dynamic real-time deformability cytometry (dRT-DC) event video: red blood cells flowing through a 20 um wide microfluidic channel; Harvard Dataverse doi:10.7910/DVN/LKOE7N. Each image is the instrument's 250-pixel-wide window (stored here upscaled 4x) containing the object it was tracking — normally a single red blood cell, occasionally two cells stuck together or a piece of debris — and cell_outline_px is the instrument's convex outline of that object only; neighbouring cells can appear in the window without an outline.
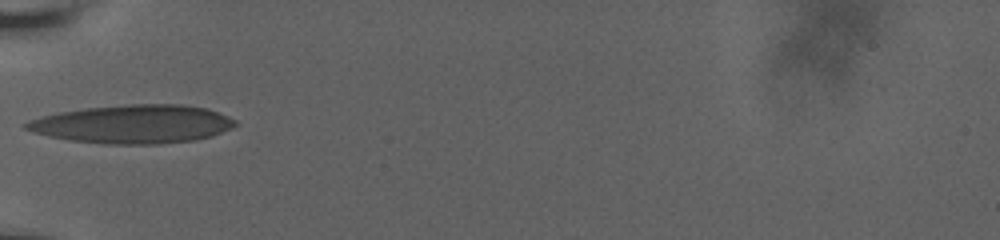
{"species": "human", "species_latin": "Homo sapiens", "temperature_condition": "room temperature", "stored_images_in_passage": 34, "camera_frame_rate_fps": 3000, "um_per_image_px": 0.085, "donor": {"sex": "male"}, "frame": {"image": 1, "passage_image": 1, "time_ms": 0.0, "image_size_px": [1000, 240], "cell_outline_px": [[240, 124], [232, 128], [212, 136], [196, 140], [156, 144], [104, 144], [68, 140], [48, 136], [24, 128], [24, 124], [28, 120], [40, 116], [60, 112], [84, 108], [128, 104], [184, 104], [208, 108], [228, 116], [236, 120]], "centroid_in_image_um": [11.34, 10.54], "position_along_channel_um": 73.7, "area_um2": 47.22}}
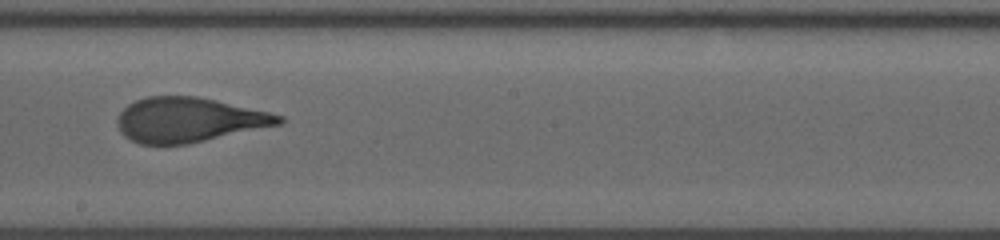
{"frame": {"image": 2, "passage_image": 14, "time_ms": 4.333, "image_size_px": [1000, 240], "cell_outline_px": [[284, 120], [280, 124], [188, 144], [140, 144], [124, 136], [120, 132], [116, 124], [116, 120], [120, 112], [128, 104], [136, 100], [148, 96], [196, 96], [216, 100], [268, 112], [284, 116]], "centroid_in_image_um": [16.0, 10.18], "position_along_channel_um": 232.2, "area_um2": 41.85}}
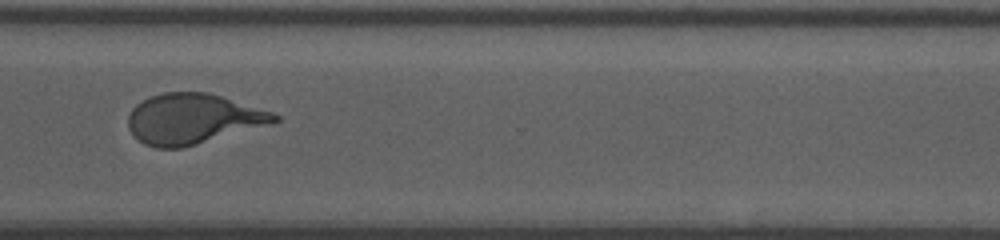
{"frame": {"image": 3, "passage_image": 24, "time_ms": 7.667, "image_size_px": [1000, 240], "cell_outline_px": [[280, 120], [272, 124], [184, 148], [156, 148], [144, 144], [128, 128], [128, 116], [132, 108], [136, 104], [152, 96], [164, 92], [208, 92], [272, 112], [280, 116]], "centroid_in_image_um": [16.41, 10.11], "position_along_channel_um": 354.2, "area_um2": 42.83}, "authors_computed_cell_mechanics": {"area_um2": 42.772, "velocity_mm_per_s": 3.6759, "shape_relaxation_time_tau1_ms": 5.4767, "shape_relaxation_time_tau2_ms": 0.941, "deformation_change_tau1": 0.2249, "deformation_change_tau2": 0.1005}}